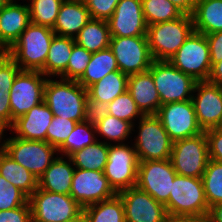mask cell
I'll list each match as a JSON object with an SVG mask.
<instances>
[{"label": "cell", "mask_w": 222, "mask_h": 222, "mask_svg": "<svg viewBox=\"0 0 222 222\" xmlns=\"http://www.w3.org/2000/svg\"><path fill=\"white\" fill-rule=\"evenodd\" d=\"M54 35L50 27L30 23L6 53L21 70L41 71Z\"/></svg>", "instance_id": "obj_1"}, {"label": "cell", "mask_w": 222, "mask_h": 222, "mask_svg": "<svg viewBox=\"0 0 222 222\" xmlns=\"http://www.w3.org/2000/svg\"><path fill=\"white\" fill-rule=\"evenodd\" d=\"M87 97V89L77 81L47 78L43 101L54 116L74 120L78 123L83 122Z\"/></svg>", "instance_id": "obj_2"}, {"label": "cell", "mask_w": 222, "mask_h": 222, "mask_svg": "<svg viewBox=\"0 0 222 222\" xmlns=\"http://www.w3.org/2000/svg\"><path fill=\"white\" fill-rule=\"evenodd\" d=\"M191 15L147 26L149 50L155 61H168L194 32Z\"/></svg>", "instance_id": "obj_3"}, {"label": "cell", "mask_w": 222, "mask_h": 222, "mask_svg": "<svg viewBox=\"0 0 222 222\" xmlns=\"http://www.w3.org/2000/svg\"><path fill=\"white\" fill-rule=\"evenodd\" d=\"M2 150L15 162L30 171L38 180L57 158L58 149L46 141H33L21 138H6ZM56 153V154H55Z\"/></svg>", "instance_id": "obj_4"}, {"label": "cell", "mask_w": 222, "mask_h": 222, "mask_svg": "<svg viewBox=\"0 0 222 222\" xmlns=\"http://www.w3.org/2000/svg\"><path fill=\"white\" fill-rule=\"evenodd\" d=\"M170 215L207 217V204L202 178L176 175L169 200L164 204Z\"/></svg>", "instance_id": "obj_5"}, {"label": "cell", "mask_w": 222, "mask_h": 222, "mask_svg": "<svg viewBox=\"0 0 222 222\" xmlns=\"http://www.w3.org/2000/svg\"><path fill=\"white\" fill-rule=\"evenodd\" d=\"M32 222H65L76 218L83 207L70 194H59L39 187L28 198Z\"/></svg>", "instance_id": "obj_6"}, {"label": "cell", "mask_w": 222, "mask_h": 222, "mask_svg": "<svg viewBox=\"0 0 222 222\" xmlns=\"http://www.w3.org/2000/svg\"><path fill=\"white\" fill-rule=\"evenodd\" d=\"M154 79L161 105L192 99L197 81L169 61H153L148 70Z\"/></svg>", "instance_id": "obj_7"}, {"label": "cell", "mask_w": 222, "mask_h": 222, "mask_svg": "<svg viewBox=\"0 0 222 222\" xmlns=\"http://www.w3.org/2000/svg\"><path fill=\"white\" fill-rule=\"evenodd\" d=\"M138 123L139 131L133 146L139 162L170 159L173 142L160 119L156 115H143Z\"/></svg>", "instance_id": "obj_8"}, {"label": "cell", "mask_w": 222, "mask_h": 222, "mask_svg": "<svg viewBox=\"0 0 222 222\" xmlns=\"http://www.w3.org/2000/svg\"><path fill=\"white\" fill-rule=\"evenodd\" d=\"M170 160L177 175L202 178L209 161L205 132L173 142Z\"/></svg>", "instance_id": "obj_9"}, {"label": "cell", "mask_w": 222, "mask_h": 222, "mask_svg": "<svg viewBox=\"0 0 222 222\" xmlns=\"http://www.w3.org/2000/svg\"><path fill=\"white\" fill-rule=\"evenodd\" d=\"M168 61L196 81H207L212 64L206 35L194 31Z\"/></svg>", "instance_id": "obj_10"}, {"label": "cell", "mask_w": 222, "mask_h": 222, "mask_svg": "<svg viewBox=\"0 0 222 222\" xmlns=\"http://www.w3.org/2000/svg\"><path fill=\"white\" fill-rule=\"evenodd\" d=\"M138 165L139 160L133 144H109L104 175L116 193L136 186Z\"/></svg>", "instance_id": "obj_11"}, {"label": "cell", "mask_w": 222, "mask_h": 222, "mask_svg": "<svg viewBox=\"0 0 222 222\" xmlns=\"http://www.w3.org/2000/svg\"><path fill=\"white\" fill-rule=\"evenodd\" d=\"M41 71L21 70L9 91L11 123L43 102L47 78Z\"/></svg>", "instance_id": "obj_12"}, {"label": "cell", "mask_w": 222, "mask_h": 222, "mask_svg": "<svg viewBox=\"0 0 222 222\" xmlns=\"http://www.w3.org/2000/svg\"><path fill=\"white\" fill-rule=\"evenodd\" d=\"M109 48L116 58L119 70L128 76L148 71L154 61L147 36H111Z\"/></svg>", "instance_id": "obj_13"}, {"label": "cell", "mask_w": 222, "mask_h": 222, "mask_svg": "<svg viewBox=\"0 0 222 222\" xmlns=\"http://www.w3.org/2000/svg\"><path fill=\"white\" fill-rule=\"evenodd\" d=\"M156 116L172 142L203 133L197 122L192 99L161 105Z\"/></svg>", "instance_id": "obj_14"}, {"label": "cell", "mask_w": 222, "mask_h": 222, "mask_svg": "<svg viewBox=\"0 0 222 222\" xmlns=\"http://www.w3.org/2000/svg\"><path fill=\"white\" fill-rule=\"evenodd\" d=\"M176 171L170 159L141 161L138 165L136 186L165 204L172 191Z\"/></svg>", "instance_id": "obj_15"}, {"label": "cell", "mask_w": 222, "mask_h": 222, "mask_svg": "<svg viewBox=\"0 0 222 222\" xmlns=\"http://www.w3.org/2000/svg\"><path fill=\"white\" fill-rule=\"evenodd\" d=\"M116 194L104 172L75 168L70 195L83 208L110 199Z\"/></svg>", "instance_id": "obj_16"}, {"label": "cell", "mask_w": 222, "mask_h": 222, "mask_svg": "<svg viewBox=\"0 0 222 222\" xmlns=\"http://www.w3.org/2000/svg\"><path fill=\"white\" fill-rule=\"evenodd\" d=\"M117 194L124 204L126 222H165L168 216L165 205L137 186Z\"/></svg>", "instance_id": "obj_17"}, {"label": "cell", "mask_w": 222, "mask_h": 222, "mask_svg": "<svg viewBox=\"0 0 222 222\" xmlns=\"http://www.w3.org/2000/svg\"><path fill=\"white\" fill-rule=\"evenodd\" d=\"M194 93L192 101L202 131L218 128L222 121L221 86L209 81H197Z\"/></svg>", "instance_id": "obj_18"}, {"label": "cell", "mask_w": 222, "mask_h": 222, "mask_svg": "<svg viewBox=\"0 0 222 222\" xmlns=\"http://www.w3.org/2000/svg\"><path fill=\"white\" fill-rule=\"evenodd\" d=\"M111 36H146L141 0H120L112 16L107 20Z\"/></svg>", "instance_id": "obj_19"}, {"label": "cell", "mask_w": 222, "mask_h": 222, "mask_svg": "<svg viewBox=\"0 0 222 222\" xmlns=\"http://www.w3.org/2000/svg\"><path fill=\"white\" fill-rule=\"evenodd\" d=\"M28 4L9 0L0 8V50L6 52L30 24Z\"/></svg>", "instance_id": "obj_20"}, {"label": "cell", "mask_w": 222, "mask_h": 222, "mask_svg": "<svg viewBox=\"0 0 222 222\" xmlns=\"http://www.w3.org/2000/svg\"><path fill=\"white\" fill-rule=\"evenodd\" d=\"M53 117L54 114L43 101L14 120L12 130L17 138L47 142V130Z\"/></svg>", "instance_id": "obj_21"}, {"label": "cell", "mask_w": 222, "mask_h": 222, "mask_svg": "<svg viewBox=\"0 0 222 222\" xmlns=\"http://www.w3.org/2000/svg\"><path fill=\"white\" fill-rule=\"evenodd\" d=\"M127 90L143 115H156L161 101L149 71L129 75Z\"/></svg>", "instance_id": "obj_22"}, {"label": "cell", "mask_w": 222, "mask_h": 222, "mask_svg": "<svg viewBox=\"0 0 222 222\" xmlns=\"http://www.w3.org/2000/svg\"><path fill=\"white\" fill-rule=\"evenodd\" d=\"M90 19L83 0H64L52 30L56 35L75 38Z\"/></svg>", "instance_id": "obj_23"}, {"label": "cell", "mask_w": 222, "mask_h": 222, "mask_svg": "<svg viewBox=\"0 0 222 222\" xmlns=\"http://www.w3.org/2000/svg\"><path fill=\"white\" fill-rule=\"evenodd\" d=\"M57 157L38 180V187L45 191L70 194L75 167L70 157ZM69 161V162H68Z\"/></svg>", "instance_id": "obj_24"}, {"label": "cell", "mask_w": 222, "mask_h": 222, "mask_svg": "<svg viewBox=\"0 0 222 222\" xmlns=\"http://www.w3.org/2000/svg\"><path fill=\"white\" fill-rule=\"evenodd\" d=\"M195 32L222 31V0H198L191 14Z\"/></svg>", "instance_id": "obj_25"}, {"label": "cell", "mask_w": 222, "mask_h": 222, "mask_svg": "<svg viewBox=\"0 0 222 222\" xmlns=\"http://www.w3.org/2000/svg\"><path fill=\"white\" fill-rule=\"evenodd\" d=\"M74 43V38L54 35L49 47L45 66L41 70L46 77H58L67 69Z\"/></svg>", "instance_id": "obj_26"}, {"label": "cell", "mask_w": 222, "mask_h": 222, "mask_svg": "<svg viewBox=\"0 0 222 222\" xmlns=\"http://www.w3.org/2000/svg\"><path fill=\"white\" fill-rule=\"evenodd\" d=\"M0 175L20 189L28 198L38 188V179L3 150L0 151Z\"/></svg>", "instance_id": "obj_27"}, {"label": "cell", "mask_w": 222, "mask_h": 222, "mask_svg": "<svg viewBox=\"0 0 222 222\" xmlns=\"http://www.w3.org/2000/svg\"><path fill=\"white\" fill-rule=\"evenodd\" d=\"M118 70L119 67L116 58L108 47L92 53L84 74L77 82L87 89L89 86L100 81L107 74Z\"/></svg>", "instance_id": "obj_28"}, {"label": "cell", "mask_w": 222, "mask_h": 222, "mask_svg": "<svg viewBox=\"0 0 222 222\" xmlns=\"http://www.w3.org/2000/svg\"><path fill=\"white\" fill-rule=\"evenodd\" d=\"M74 39L75 43L92 53L106 49L111 39L108 22L91 18Z\"/></svg>", "instance_id": "obj_29"}, {"label": "cell", "mask_w": 222, "mask_h": 222, "mask_svg": "<svg viewBox=\"0 0 222 222\" xmlns=\"http://www.w3.org/2000/svg\"><path fill=\"white\" fill-rule=\"evenodd\" d=\"M128 75L120 70L104 76L100 81L87 88L89 98L97 101H113L117 96L127 91Z\"/></svg>", "instance_id": "obj_30"}, {"label": "cell", "mask_w": 222, "mask_h": 222, "mask_svg": "<svg viewBox=\"0 0 222 222\" xmlns=\"http://www.w3.org/2000/svg\"><path fill=\"white\" fill-rule=\"evenodd\" d=\"M109 144L95 141L82 150L74 152L70 158L75 168L104 172L108 161Z\"/></svg>", "instance_id": "obj_31"}, {"label": "cell", "mask_w": 222, "mask_h": 222, "mask_svg": "<svg viewBox=\"0 0 222 222\" xmlns=\"http://www.w3.org/2000/svg\"><path fill=\"white\" fill-rule=\"evenodd\" d=\"M88 222H126L124 204L121 197H114L83 208Z\"/></svg>", "instance_id": "obj_32"}, {"label": "cell", "mask_w": 222, "mask_h": 222, "mask_svg": "<svg viewBox=\"0 0 222 222\" xmlns=\"http://www.w3.org/2000/svg\"><path fill=\"white\" fill-rule=\"evenodd\" d=\"M147 26L178 19L183 13L170 0H141Z\"/></svg>", "instance_id": "obj_33"}, {"label": "cell", "mask_w": 222, "mask_h": 222, "mask_svg": "<svg viewBox=\"0 0 222 222\" xmlns=\"http://www.w3.org/2000/svg\"><path fill=\"white\" fill-rule=\"evenodd\" d=\"M95 126L90 123H77L66 141L58 148L62 156L70 157L74 152L79 151L97 141Z\"/></svg>", "instance_id": "obj_34"}, {"label": "cell", "mask_w": 222, "mask_h": 222, "mask_svg": "<svg viewBox=\"0 0 222 222\" xmlns=\"http://www.w3.org/2000/svg\"><path fill=\"white\" fill-rule=\"evenodd\" d=\"M96 134L103 136L108 144H112L113 141L115 144H123V142L129 137L132 133L133 125L130 122H127L122 119H118L114 116L107 114L103 119L97 122L95 125Z\"/></svg>", "instance_id": "obj_35"}, {"label": "cell", "mask_w": 222, "mask_h": 222, "mask_svg": "<svg viewBox=\"0 0 222 222\" xmlns=\"http://www.w3.org/2000/svg\"><path fill=\"white\" fill-rule=\"evenodd\" d=\"M202 181L208 206L222 203V163L209 159Z\"/></svg>", "instance_id": "obj_36"}, {"label": "cell", "mask_w": 222, "mask_h": 222, "mask_svg": "<svg viewBox=\"0 0 222 222\" xmlns=\"http://www.w3.org/2000/svg\"><path fill=\"white\" fill-rule=\"evenodd\" d=\"M64 0H31L30 22L53 28Z\"/></svg>", "instance_id": "obj_37"}, {"label": "cell", "mask_w": 222, "mask_h": 222, "mask_svg": "<svg viewBox=\"0 0 222 222\" xmlns=\"http://www.w3.org/2000/svg\"><path fill=\"white\" fill-rule=\"evenodd\" d=\"M108 114L130 122L133 129L135 119H140L143 116L128 90L109 103Z\"/></svg>", "instance_id": "obj_38"}, {"label": "cell", "mask_w": 222, "mask_h": 222, "mask_svg": "<svg viewBox=\"0 0 222 222\" xmlns=\"http://www.w3.org/2000/svg\"><path fill=\"white\" fill-rule=\"evenodd\" d=\"M91 56L92 52L74 43L67 69L60 75V78L78 81L84 74Z\"/></svg>", "instance_id": "obj_39"}, {"label": "cell", "mask_w": 222, "mask_h": 222, "mask_svg": "<svg viewBox=\"0 0 222 222\" xmlns=\"http://www.w3.org/2000/svg\"><path fill=\"white\" fill-rule=\"evenodd\" d=\"M78 122L54 116L47 130V143L57 149L66 141Z\"/></svg>", "instance_id": "obj_40"}, {"label": "cell", "mask_w": 222, "mask_h": 222, "mask_svg": "<svg viewBox=\"0 0 222 222\" xmlns=\"http://www.w3.org/2000/svg\"><path fill=\"white\" fill-rule=\"evenodd\" d=\"M28 197L0 175V211L25 205Z\"/></svg>", "instance_id": "obj_41"}, {"label": "cell", "mask_w": 222, "mask_h": 222, "mask_svg": "<svg viewBox=\"0 0 222 222\" xmlns=\"http://www.w3.org/2000/svg\"><path fill=\"white\" fill-rule=\"evenodd\" d=\"M20 71L19 65L6 52L0 54V95H9L14 79Z\"/></svg>", "instance_id": "obj_42"}, {"label": "cell", "mask_w": 222, "mask_h": 222, "mask_svg": "<svg viewBox=\"0 0 222 222\" xmlns=\"http://www.w3.org/2000/svg\"><path fill=\"white\" fill-rule=\"evenodd\" d=\"M120 0H83L92 19L107 21Z\"/></svg>", "instance_id": "obj_43"}, {"label": "cell", "mask_w": 222, "mask_h": 222, "mask_svg": "<svg viewBox=\"0 0 222 222\" xmlns=\"http://www.w3.org/2000/svg\"><path fill=\"white\" fill-rule=\"evenodd\" d=\"M108 109V102L97 101L87 97L83 114V122L95 125L108 114Z\"/></svg>", "instance_id": "obj_44"}, {"label": "cell", "mask_w": 222, "mask_h": 222, "mask_svg": "<svg viewBox=\"0 0 222 222\" xmlns=\"http://www.w3.org/2000/svg\"><path fill=\"white\" fill-rule=\"evenodd\" d=\"M208 141L209 159L222 163V131L218 128L205 131Z\"/></svg>", "instance_id": "obj_45"}, {"label": "cell", "mask_w": 222, "mask_h": 222, "mask_svg": "<svg viewBox=\"0 0 222 222\" xmlns=\"http://www.w3.org/2000/svg\"><path fill=\"white\" fill-rule=\"evenodd\" d=\"M0 222H32L29 202L18 208L0 211Z\"/></svg>", "instance_id": "obj_46"}, {"label": "cell", "mask_w": 222, "mask_h": 222, "mask_svg": "<svg viewBox=\"0 0 222 222\" xmlns=\"http://www.w3.org/2000/svg\"><path fill=\"white\" fill-rule=\"evenodd\" d=\"M209 44L211 64L222 61V31L206 35Z\"/></svg>", "instance_id": "obj_47"}, {"label": "cell", "mask_w": 222, "mask_h": 222, "mask_svg": "<svg viewBox=\"0 0 222 222\" xmlns=\"http://www.w3.org/2000/svg\"><path fill=\"white\" fill-rule=\"evenodd\" d=\"M9 128L12 130L9 95H0V136Z\"/></svg>", "instance_id": "obj_48"}, {"label": "cell", "mask_w": 222, "mask_h": 222, "mask_svg": "<svg viewBox=\"0 0 222 222\" xmlns=\"http://www.w3.org/2000/svg\"><path fill=\"white\" fill-rule=\"evenodd\" d=\"M183 14L191 15L198 0H170Z\"/></svg>", "instance_id": "obj_49"}, {"label": "cell", "mask_w": 222, "mask_h": 222, "mask_svg": "<svg viewBox=\"0 0 222 222\" xmlns=\"http://www.w3.org/2000/svg\"><path fill=\"white\" fill-rule=\"evenodd\" d=\"M213 84L222 85V61L216 62L211 66L208 80Z\"/></svg>", "instance_id": "obj_50"}, {"label": "cell", "mask_w": 222, "mask_h": 222, "mask_svg": "<svg viewBox=\"0 0 222 222\" xmlns=\"http://www.w3.org/2000/svg\"><path fill=\"white\" fill-rule=\"evenodd\" d=\"M165 222H207V220L205 217L168 214Z\"/></svg>", "instance_id": "obj_51"}, {"label": "cell", "mask_w": 222, "mask_h": 222, "mask_svg": "<svg viewBox=\"0 0 222 222\" xmlns=\"http://www.w3.org/2000/svg\"><path fill=\"white\" fill-rule=\"evenodd\" d=\"M207 222H222V203L209 207Z\"/></svg>", "instance_id": "obj_52"}, {"label": "cell", "mask_w": 222, "mask_h": 222, "mask_svg": "<svg viewBox=\"0 0 222 222\" xmlns=\"http://www.w3.org/2000/svg\"><path fill=\"white\" fill-rule=\"evenodd\" d=\"M65 222H88V221H87V218H86L84 212H82L76 218L69 220V221H65Z\"/></svg>", "instance_id": "obj_53"}, {"label": "cell", "mask_w": 222, "mask_h": 222, "mask_svg": "<svg viewBox=\"0 0 222 222\" xmlns=\"http://www.w3.org/2000/svg\"><path fill=\"white\" fill-rule=\"evenodd\" d=\"M9 0H0V8L3 7Z\"/></svg>", "instance_id": "obj_54"}, {"label": "cell", "mask_w": 222, "mask_h": 222, "mask_svg": "<svg viewBox=\"0 0 222 222\" xmlns=\"http://www.w3.org/2000/svg\"><path fill=\"white\" fill-rule=\"evenodd\" d=\"M218 129L222 131V121H221V123H220Z\"/></svg>", "instance_id": "obj_55"}, {"label": "cell", "mask_w": 222, "mask_h": 222, "mask_svg": "<svg viewBox=\"0 0 222 222\" xmlns=\"http://www.w3.org/2000/svg\"><path fill=\"white\" fill-rule=\"evenodd\" d=\"M2 150V144H1V141H0V151Z\"/></svg>", "instance_id": "obj_56"}]
</instances>
